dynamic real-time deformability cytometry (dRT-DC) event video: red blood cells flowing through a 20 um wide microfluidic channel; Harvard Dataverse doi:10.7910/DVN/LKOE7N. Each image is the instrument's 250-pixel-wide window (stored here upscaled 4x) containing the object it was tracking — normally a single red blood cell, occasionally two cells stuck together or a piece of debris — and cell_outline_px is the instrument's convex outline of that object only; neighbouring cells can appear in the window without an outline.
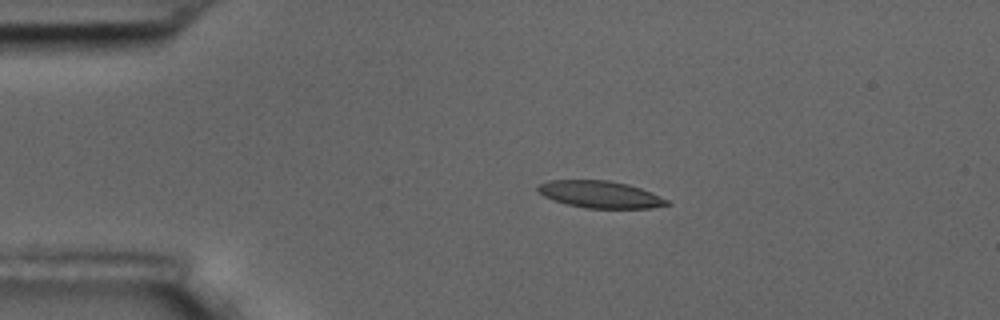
{"species": "common noctule bat (a hibernating species)", "species_latin": "Nyctalus noctula", "temperature_condition": "room temperature", "stored_images_in_passage": 14, "camera_frame_rate_fps": 3000, "um_per_image_px": 0.085, "animal": {"sex": "male", "body_mass_g": 17.5, "forearm_length_mm": 52.3}, "frame": {"image": 1, "passage_image": 3, "time_ms": 2.333, "image_size_px": [1000, 320], "cell_outline_px": [[672, 204], [652, 208], [584, 208], [568, 204], [544, 196], [536, 188], [540, 184], [548, 180], [608, 180], [628, 184], [652, 192], [668, 200]], "centroid_in_image_um": [51.06, 16.52], "position_along_channel_um": 33.9, "area_um2": 20.23}}
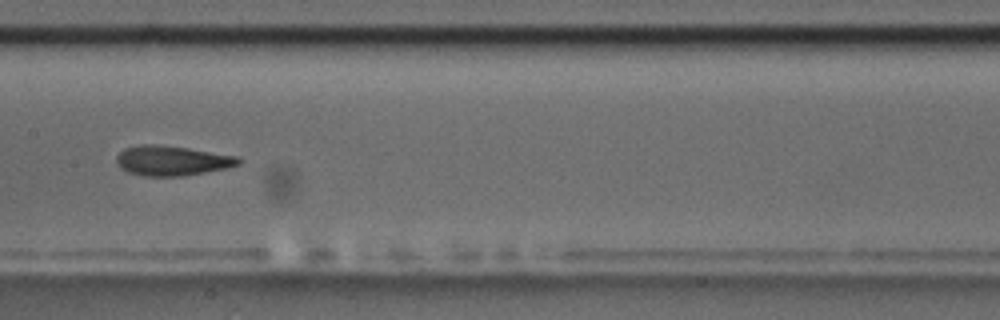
{"frame": {"image": 2, "passage_image": 7, "time_ms": 8.0, "image_size_px": [1000, 320], "cell_outline_px": [[240, 164], [228, 168], [184, 176], [144, 176], [128, 172], [120, 168], [116, 160], [116, 156], [124, 148], [140, 144], [152, 144], [188, 148], [240, 156]], "centroid_in_image_um": [14.63, 13.65], "position_along_channel_um": 192.8, "area_um2": 21.39}}
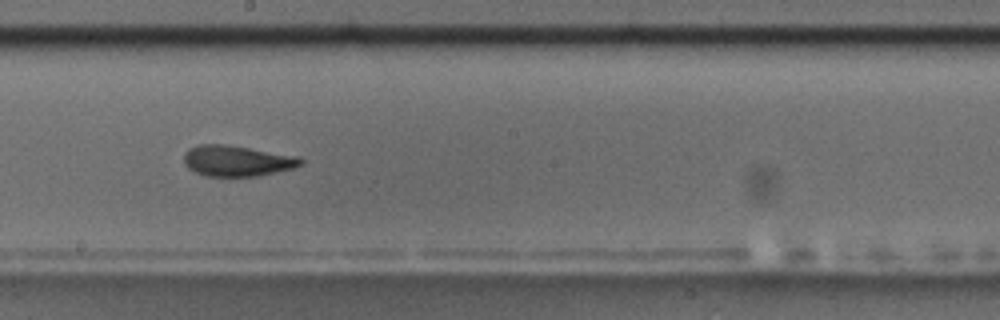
{"frame": {"image": 3, "passage_image": 8, "time_ms": 9.0, "image_size_px": [1000, 320], "cell_outline_px": [[304, 160], [300, 164], [292, 168], [256, 176], [204, 176], [188, 168], [184, 164], [184, 152], [188, 148], [200, 144], [220, 144], [248, 148], [300, 156]], "centroid_in_image_um": [20.1, 13.67], "position_along_channel_um": 228.1, "area_um2": 20.81}, "authors_computed_cell_mechanics": {"area_um2": 20.6635, "velocity_mm_per_s": 3.5587, "shape_relaxation_time_tau1_ms": 5.8621, "shape_relaxation_time_tau2_ms": 2.5271, "deformation_change_tau1": 0.1964, "deformation_change_tau2": 0.0893}}